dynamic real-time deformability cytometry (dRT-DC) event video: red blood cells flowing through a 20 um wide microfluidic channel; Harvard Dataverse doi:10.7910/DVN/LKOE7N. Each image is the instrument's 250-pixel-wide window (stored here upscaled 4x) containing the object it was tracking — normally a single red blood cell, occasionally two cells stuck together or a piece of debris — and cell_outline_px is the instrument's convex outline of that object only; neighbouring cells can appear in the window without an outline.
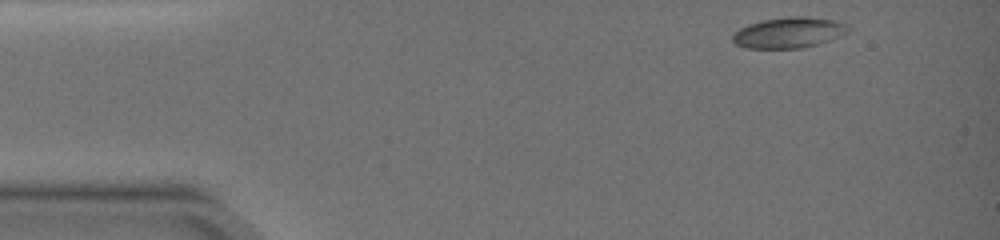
{"species": "common noctule bat (a hibernating species)", "species_latin": "Nyctalus noctula", "temperature_condition": "warm", "stored_images_in_passage": 43, "camera_frame_rate_fps": 3000, "um_per_image_px": 0.085, "animal": {"sex": "female", "body_mass_g": 19.0, "forearm_length_mm": 51.5}, "frame": {"image": 1, "passage_image": 1, "time_ms": 0.0, "image_size_px": [1000, 240], "cell_outline_px": [[848, 32], [840, 36], [804, 48], [744, 48], [736, 44], [732, 40], [732, 32], [748, 24], [764, 20], [788, 16], [804, 16], [832, 20], [844, 24], [848, 28]], "centroid_in_image_um": [66.98, 2.78], "position_along_channel_um": 18.0, "area_um2": 20.52}}
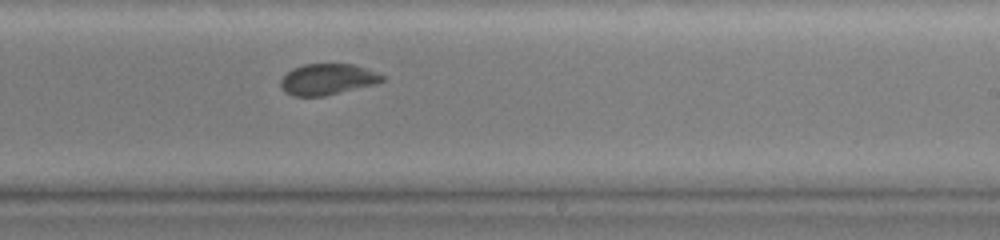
{"frame": {"image": 2, "passage_image": 28, "time_ms": 9.0, "image_size_px": [1000, 240], "cell_outline_px": [[384, 80], [376, 84], [324, 96], [292, 96], [284, 92], [280, 84], [280, 80], [292, 68], [304, 64], [352, 64], [376, 72], [384, 76]], "centroid_in_image_um": [27.81, 6.75], "position_along_channel_um": 261.2, "area_um2": 18.32}}
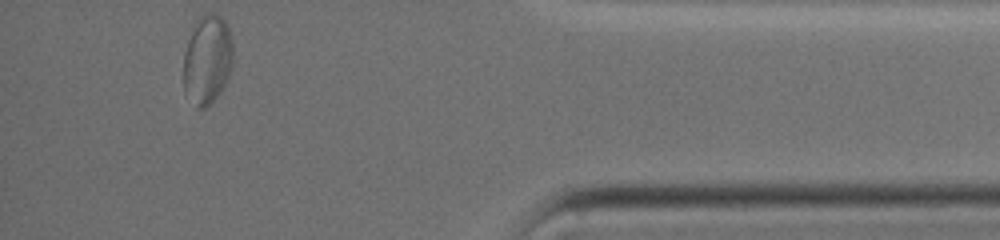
{"frame": {"image": 3, "passage_image": 43, "time_ms": 14.0, "image_size_px": [1000, 240], "cell_outline_px": [[232, 68], [224, 88], [204, 108], [196, 108], [184, 92], [184, 52], [192, 24], [200, 16], [208, 12], [212, 12], [220, 16], [228, 24], [232, 36]], "centroid_in_image_um": [17.62, 5.02], "position_along_channel_um": 417.6, "area_um2": 26.24}, "authors_computed_cell_mechanics": {"area_um2": 19.1318, "velocity_mm_per_s": 3.728, "shape_relaxation_time_tau1_ms": 6.3911, "shape_relaxation_time_tau2_ms": null, "deformation_change_tau1": 0.1535, "deformation_change_tau2": null}}